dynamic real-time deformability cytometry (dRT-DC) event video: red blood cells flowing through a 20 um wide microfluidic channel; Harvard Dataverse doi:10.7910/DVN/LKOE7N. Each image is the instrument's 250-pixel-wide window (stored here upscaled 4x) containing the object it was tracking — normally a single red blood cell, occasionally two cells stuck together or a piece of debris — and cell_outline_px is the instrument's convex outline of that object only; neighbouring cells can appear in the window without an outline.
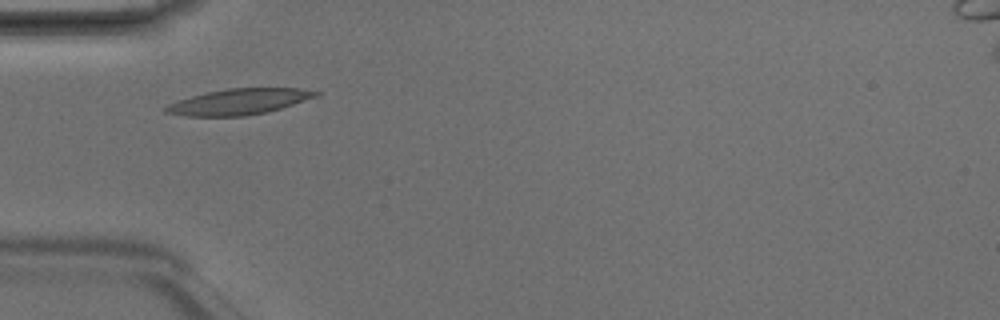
{"species": "Egyptian fruit bat (a non-hibernating species)", "species_latin": "Rousettus aegyptiacus", "temperature_condition": "room temperature", "stored_images_in_passage": 5, "camera_frame_rate_fps": 3000, "um_per_image_px": 0.085, "animal": {"sex": "male"}, "frame": {"image": 1, "passage_image": 3, "time_ms": 0.667, "image_size_px": [1000, 320], "cell_outline_px": [[324, 92], [316, 96], [268, 112], [244, 116], [184, 116], [164, 112], [160, 108], [176, 100], [208, 92], [228, 88], [300, 88]], "centroid_in_image_um": [20.26, 8.65], "position_along_channel_um": 64.7, "area_um2": 22.6}}